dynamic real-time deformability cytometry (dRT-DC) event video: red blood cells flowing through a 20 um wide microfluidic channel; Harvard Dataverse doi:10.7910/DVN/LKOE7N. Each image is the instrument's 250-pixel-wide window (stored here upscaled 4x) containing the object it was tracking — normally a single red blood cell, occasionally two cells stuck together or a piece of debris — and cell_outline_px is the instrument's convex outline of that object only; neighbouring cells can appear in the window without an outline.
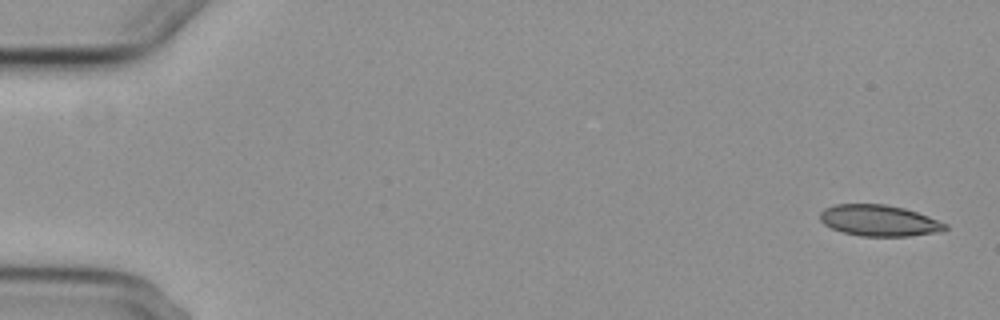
{"species": "common noctule bat (a hibernating species)", "species_latin": "Nyctalus noctula", "temperature_condition": "cold", "stored_images_in_passage": 6, "camera_frame_rate_fps": 3000, "um_per_image_px": 0.085, "animal": {"sex": "female", "body_mass_g": 29.2, "forearm_length_mm": 56.3}, "frame": {"image": 1, "passage_image": 1, "time_ms": 0.0, "image_size_px": [1000, 320], "cell_outline_px": [[948, 228], [944, 232], [908, 236], [860, 236], [844, 232], [832, 228], [824, 224], [820, 220], [820, 212], [824, 208], [832, 204], [884, 204], [904, 208], [928, 216], [948, 224]], "centroid_in_image_um": [74.75, 18.75], "position_along_channel_um": 10.3, "area_um2": 22.89}}